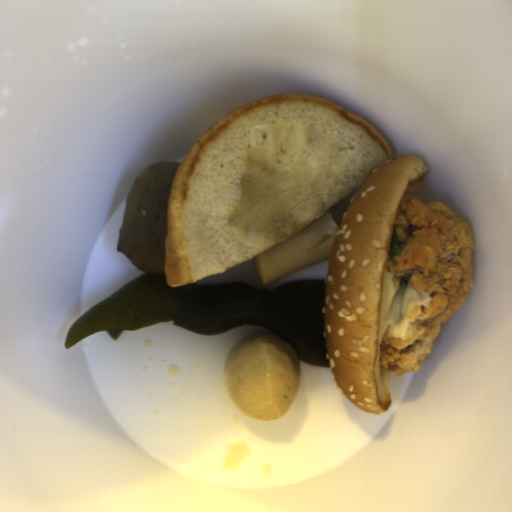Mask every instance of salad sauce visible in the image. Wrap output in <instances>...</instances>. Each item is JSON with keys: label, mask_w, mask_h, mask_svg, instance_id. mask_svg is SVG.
Wrapping results in <instances>:
<instances>
[{"label": "salad sauce", "mask_w": 512, "mask_h": 512, "mask_svg": "<svg viewBox=\"0 0 512 512\" xmlns=\"http://www.w3.org/2000/svg\"><path fill=\"white\" fill-rule=\"evenodd\" d=\"M433 297L416 290L411 279L406 282L404 277L396 278L393 272L383 271V290L380 303L378 339L382 343L385 337H397L410 340L415 332L411 313L416 305L429 308Z\"/></svg>", "instance_id": "salad-sauce-1"}]
</instances>
